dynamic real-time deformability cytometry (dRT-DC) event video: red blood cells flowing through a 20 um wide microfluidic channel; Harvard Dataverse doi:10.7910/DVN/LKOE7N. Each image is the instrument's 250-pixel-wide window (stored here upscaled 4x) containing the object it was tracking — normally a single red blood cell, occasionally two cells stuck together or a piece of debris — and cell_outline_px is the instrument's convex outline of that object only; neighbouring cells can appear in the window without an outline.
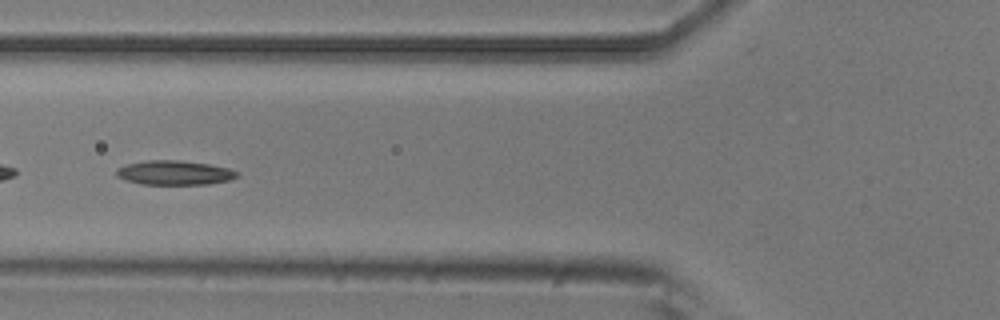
{"species": "common noctule bat (a hibernating species)", "species_latin": "Nyctalus noctula", "temperature_condition": "room temperature", "stored_images_in_passage": 6, "camera_frame_rate_fps": 3000, "um_per_image_px": 0.085, "animal": {"sex": "male", "body_mass_g": 20.5, "forearm_length_mm": 52.5}, "frame": {"image": 1, "passage_image": 6, "time_ms": 1.667, "image_size_px": [1000, 320], "cell_outline_px": [[240, 176], [228, 180], [208, 184], [140, 184], [116, 176], [116, 168], [128, 164], [148, 160], [180, 160], [208, 164], [228, 168], [240, 172]], "centroid_in_image_um": [14.85, 14.68], "position_along_channel_um": 110.9, "area_um2": 17.05}}